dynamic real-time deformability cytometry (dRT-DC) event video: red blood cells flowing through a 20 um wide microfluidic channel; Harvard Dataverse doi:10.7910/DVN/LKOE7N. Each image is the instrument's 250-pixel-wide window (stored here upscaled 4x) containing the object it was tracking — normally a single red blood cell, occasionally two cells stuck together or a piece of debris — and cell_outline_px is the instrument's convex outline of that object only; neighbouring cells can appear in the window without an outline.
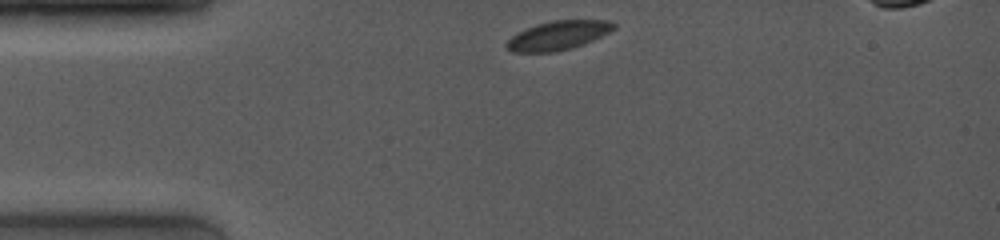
{"species": "common noctule bat (a hibernating species)", "species_latin": "Nyctalus noctula", "temperature_condition": "room temperature", "stored_images_in_passage": 29, "camera_frame_rate_fps": 4000, "um_per_image_px": 0.085, "animal": {"sex": "female", "body_mass_g": 19.0, "forearm_length_mm": 53.3}, "frame": {"image": 1, "passage_image": 1, "time_ms": 0.0, "image_size_px": [1000, 240], "cell_outline_px": [[616, 28], [584, 44], [572, 48], [556, 52], [512, 52], [504, 48], [504, 44], [516, 32], [536, 24], [552, 20], [612, 20], [616, 24]], "centroid_in_image_um": [47.41, 3.01], "position_along_channel_um": 37.6, "area_um2": 18.32}}
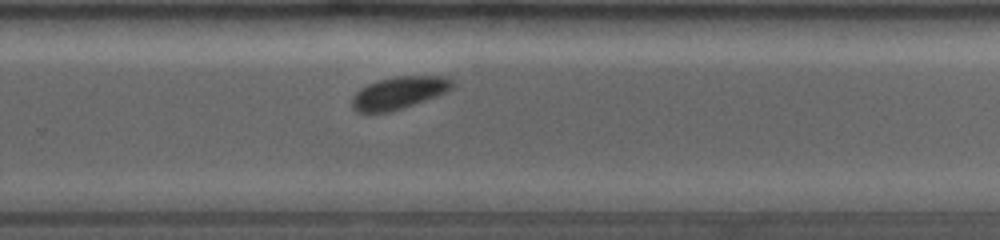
{"frame": {"image": 2, "passage_image": 19, "time_ms": 4.5, "image_size_px": [1000, 240], "cell_outline_px": [[456, 84], [452, 88], [436, 96], [388, 112], [356, 112], [352, 108], [352, 96], [360, 88], [376, 80], [396, 76], [444, 76], [456, 80]], "centroid_in_image_um": [33.91, 7.86], "position_along_channel_um": 295.9, "area_um2": 18.84}}
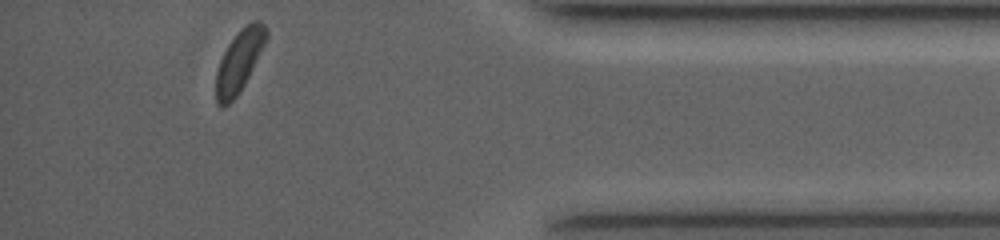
{"frame": {"image": 3, "passage_image": 29, "time_ms": 7.0, "image_size_px": [1000, 240], "cell_outline_px": [[268, 40], [244, 84], [236, 96], [228, 104], [220, 108], [216, 104], [216, 72], [220, 60], [228, 44], [252, 20], [260, 20], [268, 28]], "centroid_in_image_um": [20.36, 5.19], "position_along_channel_um": 414.8, "area_um2": 17.92}}